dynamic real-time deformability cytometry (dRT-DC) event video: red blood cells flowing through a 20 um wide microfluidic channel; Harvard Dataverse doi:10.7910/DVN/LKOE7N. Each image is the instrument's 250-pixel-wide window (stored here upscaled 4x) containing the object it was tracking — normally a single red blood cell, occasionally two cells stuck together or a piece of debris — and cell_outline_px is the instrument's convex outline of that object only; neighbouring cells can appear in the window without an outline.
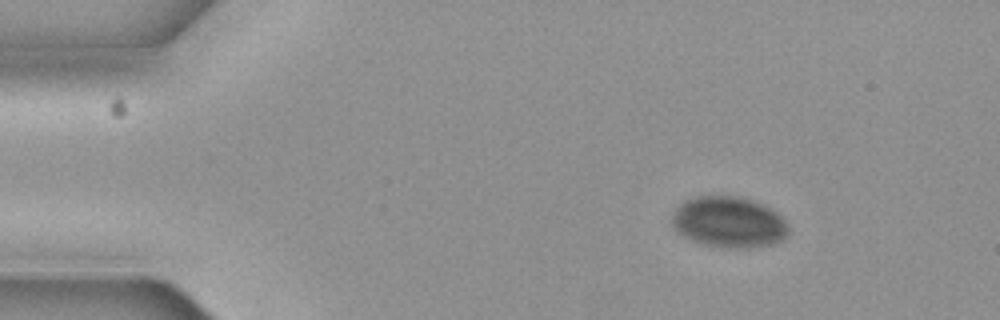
{"species": "common noctule bat (a hibernating species)", "species_latin": "Nyctalus noctula", "temperature_condition": "cold", "stored_images_in_passage": 7, "camera_frame_rate_fps": 3000, "um_per_image_px": 0.085, "animal": {"sex": "female", "body_mass_g": 19.3, "forearm_length_mm": 54.1}, "frame": {"image": 1, "passage_image": 1, "time_ms": 0.0, "image_size_px": [1000, 320], "cell_outline_px": [[788, 236], [772, 244], [748, 248], [720, 248], [700, 244], [684, 236], [672, 228], [672, 216], [676, 208], [684, 200], [696, 196], [736, 196], [752, 200], [776, 212], [784, 220], [788, 228]], "centroid_in_image_um": [61.91, 18.9], "position_along_channel_um": 23.1, "area_um2": 34.68}}